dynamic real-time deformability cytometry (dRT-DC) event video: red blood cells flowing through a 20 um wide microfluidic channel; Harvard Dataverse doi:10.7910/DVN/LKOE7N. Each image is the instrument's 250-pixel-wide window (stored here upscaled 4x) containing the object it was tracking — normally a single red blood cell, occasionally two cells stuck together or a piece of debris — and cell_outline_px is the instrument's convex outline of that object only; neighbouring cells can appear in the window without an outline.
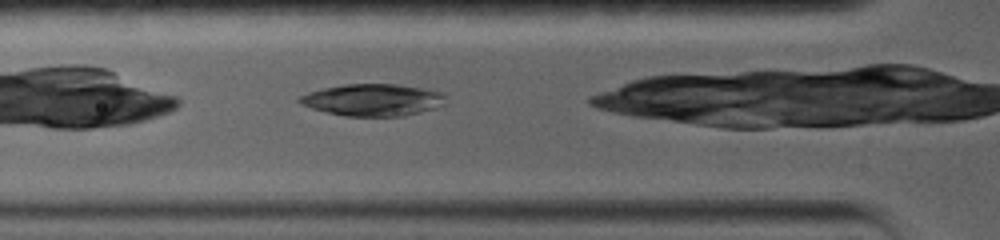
{"species": "common noctule bat (a hibernating species)", "species_latin": "Nyctalus noctula", "temperature_condition": "warm", "stored_images_in_passage": 16, "camera_frame_rate_fps": 5000, "um_per_image_px": 0.085, "animal": {"sex": "female", "body_mass_g": 19.0, "forearm_length_mm": 56.7}, "frame": {"image": 1, "passage_image": 7, "time_ms": 1.2, "image_size_px": [1000, 240], "cell_outline_px": [[444, 104], [436, 108], [404, 116], [344, 116], [312, 108], [300, 104], [296, 100], [300, 96], [308, 92], [324, 88], [344, 84], [396, 84], [444, 92]], "centroid_in_image_um": [31.68, 8.49], "position_along_channel_um": 94.1, "area_um2": 27.17}}
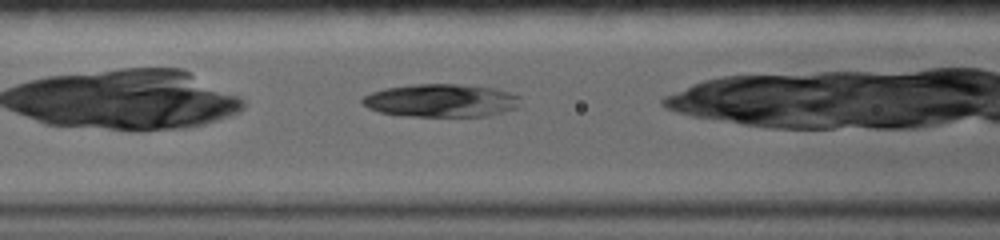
{"frame": {"image": 2, "passage_image": 12, "time_ms": 2.2, "image_size_px": [1000, 240], "cell_outline_px": [[520, 108], [488, 116], [400, 116], [380, 112], [368, 108], [360, 100], [364, 96], [372, 92], [384, 88], [412, 84], [456, 84], [492, 88], [508, 92], [520, 96]], "centroid_in_image_um": [37.5, 8.55], "position_along_channel_um": 129.1, "area_um2": 30.58}}